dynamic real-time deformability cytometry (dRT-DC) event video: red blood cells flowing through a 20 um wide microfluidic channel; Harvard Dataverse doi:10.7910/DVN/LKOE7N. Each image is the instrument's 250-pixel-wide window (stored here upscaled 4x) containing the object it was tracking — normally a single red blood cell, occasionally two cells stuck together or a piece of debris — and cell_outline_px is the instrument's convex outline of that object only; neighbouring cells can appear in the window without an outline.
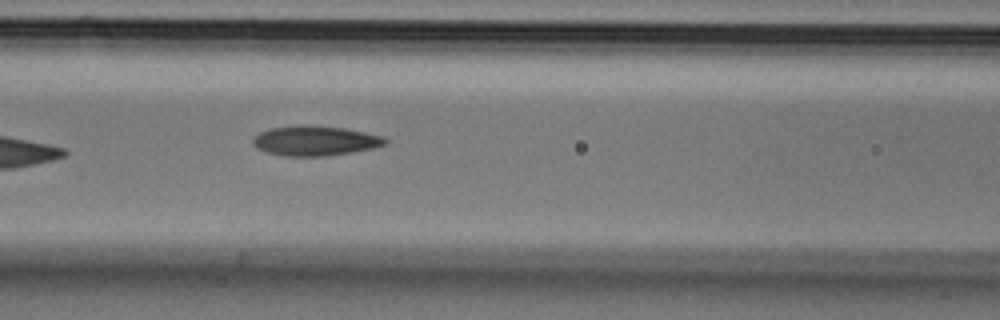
{"species": "Egyptian fruit bat (a non-hibernating species)", "species_latin": "Rousettus aegyptiacus", "temperature_condition": "cold", "stored_images_in_passage": 6, "camera_frame_rate_fps": 3000, "um_per_image_px": 0.085, "animal": {"sex": "male"}, "frame": {"image": 1, "passage_image": 6, "time_ms": 1.667, "image_size_px": [1000, 320], "cell_outline_px": [[388, 144], [372, 148], [352, 152], [328, 156], [284, 156], [268, 152], [256, 148], [252, 144], [252, 140], [260, 132], [268, 128], [344, 128], [384, 136], [388, 140]], "centroid_in_image_um": [26.83, 12.02], "position_along_channel_um": 139.8, "area_um2": 22.08}}